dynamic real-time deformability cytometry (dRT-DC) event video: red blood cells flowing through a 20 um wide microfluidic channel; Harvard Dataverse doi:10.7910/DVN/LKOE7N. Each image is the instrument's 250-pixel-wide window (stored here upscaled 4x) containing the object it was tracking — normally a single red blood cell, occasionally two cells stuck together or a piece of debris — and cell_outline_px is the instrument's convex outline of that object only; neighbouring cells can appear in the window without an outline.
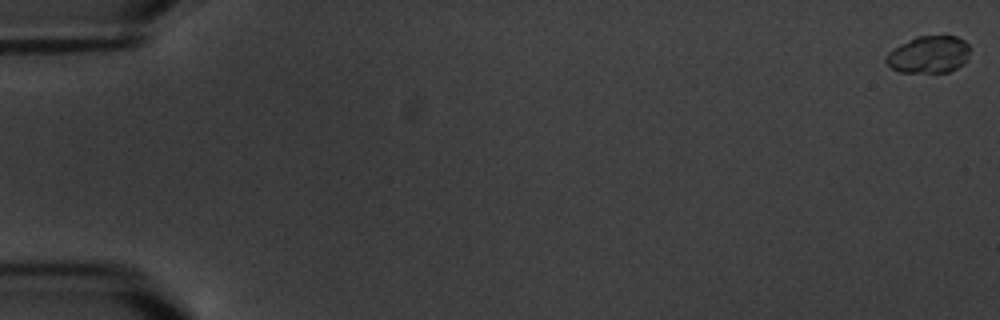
{"species": "common noctule bat (a hibernating species)", "species_latin": "Nyctalus noctula", "temperature_condition": "warm", "stored_images_in_passage": 3, "camera_frame_rate_fps": 3000, "um_per_image_px": 0.085, "animal": {"sex": "male", "body_mass_g": 20.1, "forearm_length_mm": 53.5}, "frame": {"image": 1, "passage_image": 1, "time_ms": 0.0, "image_size_px": [1000, 320], "cell_outline_px": [[968, 60], [964, 64], [948, 72], [900, 72], [892, 68], [884, 60], [884, 56], [888, 52], [908, 40], [916, 36], [956, 36], [964, 40], [968, 44]], "centroid_in_image_um": [78.94, 4.64], "position_along_channel_um": 6.1, "area_um2": 18.15}}